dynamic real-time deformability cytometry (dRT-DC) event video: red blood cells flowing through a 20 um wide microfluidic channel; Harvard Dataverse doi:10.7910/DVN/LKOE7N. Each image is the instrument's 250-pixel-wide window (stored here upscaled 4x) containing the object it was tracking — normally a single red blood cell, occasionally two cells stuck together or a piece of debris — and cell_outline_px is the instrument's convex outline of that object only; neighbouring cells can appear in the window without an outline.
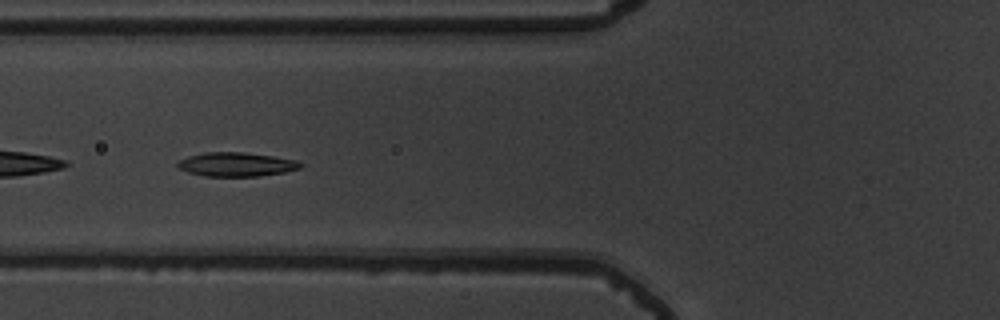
{"species": "common noctule bat (a hibernating species)", "species_latin": "Nyctalus noctula", "temperature_condition": "warm", "stored_images_in_passage": 41, "camera_frame_rate_fps": 3000, "um_per_image_px": 0.085, "animal": {"sex": "male", "body_mass_g": 19.5, "forearm_length_mm": 54.6}, "frame": {"image": 1, "passage_image": 8, "time_ms": 2.333, "image_size_px": [1000, 320], "cell_outline_px": [[304, 164], [300, 168], [284, 172], [256, 176], [204, 176], [188, 172], [180, 168], [176, 164], [180, 160], [188, 156], [204, 152], [244, 152], [272, 156], [296, 160]], "centroid_in_image_um": [20.08, 13.97], "position_along_channel_um": 105.7, "area_um2": 17.05}}
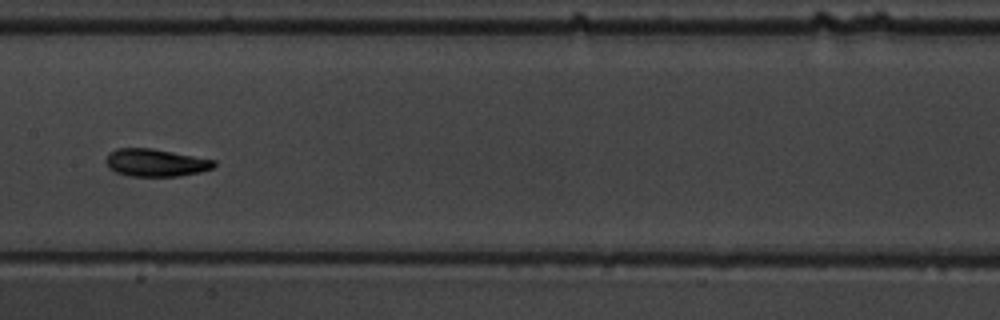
{"frame": {"image": 2, "passage_image": 15, "time_ms": 4.667, "image_size_px": [1000, 320], "cell_outline_px": [[216, 164], [212, 168], [200, 172], [176, 176], [132, 176], [116, 172], [108, 168], [104, 160], [108, 152], [116, 148], [152, 148], [216, 160]], "centroid_in_image_um": [13.19, 13.82], "position_along_channel_um": 194.2, "area_um2": 17.46}}
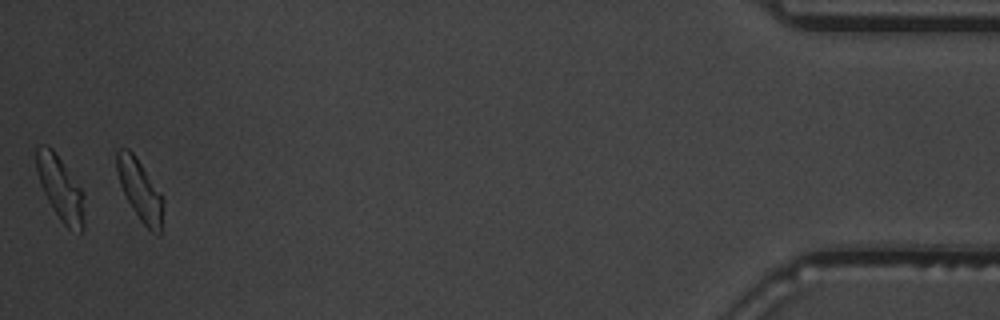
{"frame": {"image": 3, "passage_image": 39, "time_ms": 12.667, "image_size_px": [1000, 320], "cell_outline_px": [[164, 200], [160, 236], [152, 232], [140, 220], [132, 208], [120, 184], [116, 172], [116, 152], [120, 148], [128, 148], [136, 156], [160, 192]], "centroid_in_image_um": [11.9, 16.15], "position_along_channel_um": 423.3, "area_um2": 16.42}, "authors_computed_cell_mechanics": {"area_um2": 16.9932, "velocity_mm_per_s": 3.7937, "shape_relaxation_time_tau1_ms": 2.8655, "shape_relaxation_time_tau2_ms": 2.141, "deformation_change_tau1": 0.163, "deformation_change_tau2": 0.0901}}